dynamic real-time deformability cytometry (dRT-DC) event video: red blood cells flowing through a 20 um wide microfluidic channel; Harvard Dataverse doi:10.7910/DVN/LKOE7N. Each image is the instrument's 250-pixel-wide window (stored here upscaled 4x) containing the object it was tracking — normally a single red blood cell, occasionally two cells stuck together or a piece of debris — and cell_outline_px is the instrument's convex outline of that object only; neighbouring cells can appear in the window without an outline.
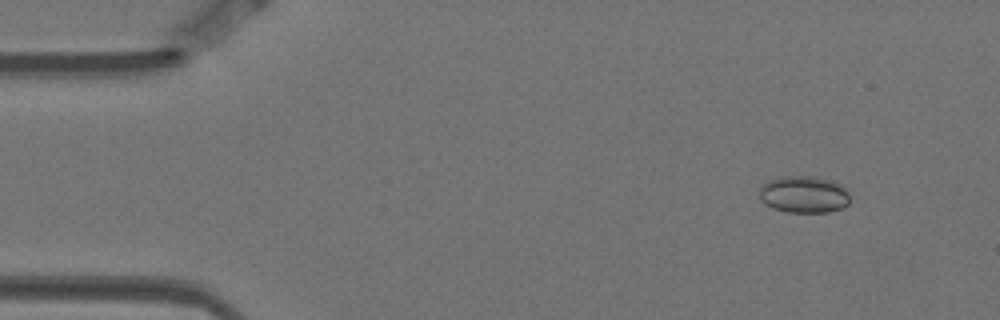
{"species": "Egyptian fruit bat (a non-hibernating species)", "species_latin": "Rousettus aegyptiacus", "temperature_condition": "warm", "stored_images_in_passage": 56, "camera_frame_rate_fps": 3000, "um_per_image_px": 0.085, "animal": {"sex": "female"}, "frame": {"image": 1, "passage_image": 4, "time_ms": 1.0, "image_size_px": [1000, 320], "cell_outline_px": [[848, 204], [844, 208], [828, 212], [788, 212], [772, 208], [764, 204], [760, 200], [760, 188], [768, 180], [780, 176], [812, 176], [828, 180], [840, 184], [848, 192]], "centroid_in_image_um": [68.3, 16.53], "position_along_channel_um": 16.7, "area_um2": 19.54}}
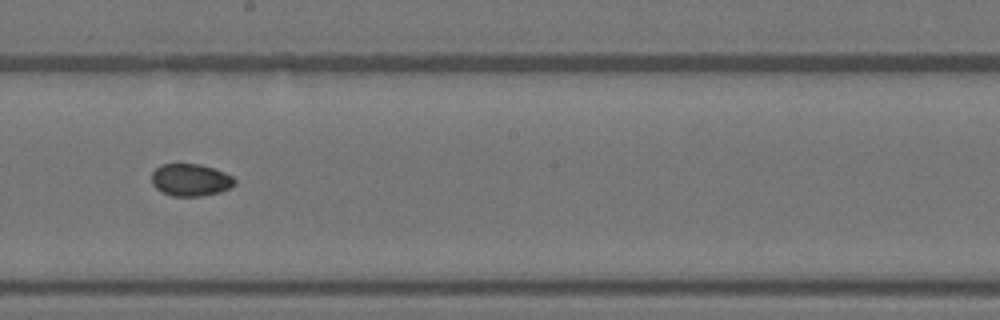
{"frame": {"image": 2, "passage_image": 30, "time_ms": 9.667, "image_size_px": [1000, 320], "cell_outline_px": [[236, 184], [220, 192], [200, 196], [172, 196], [156, 188], [152, 184], [152, 172], [160, 164], [200, 164], [224, 172], [232, 176], [236, 180]], "centroid_in_image_um": [16.2, 15.29], "position_along_channel_um": 232.0, "area_um2": 15.55}}
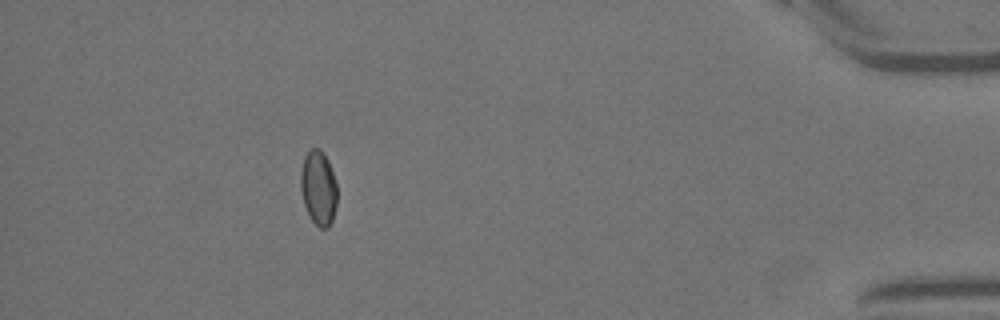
{"frame": {"image": 3, "passage_image": 50, "time_ms": 16.333, "image_size_px": [1000, 320], "cell_outline_px": [[336, 204], [332, 220], [328, 228], [320, 228], [312, 220], [304, 204], [300, 188], [300, 172], [304, 156], [312, 148], [320, 148], [328, 160], [336, 184]], "centroid_in_image_um": [27.05, 15.95], "position_along_channel_um": 408.1, "area_um2": 15.72}, "authors_computed_cell_mechanics": {"area_um2": 16.0684, "velocity_mm_per_s": 3.5214, "shape_relaxation_time_tau1_ms": null, "shape_relaxation_time_tau2_ms": 1.4955, "deformation_change_tau1": null, "deformation_change_tau2": 0.0311}}